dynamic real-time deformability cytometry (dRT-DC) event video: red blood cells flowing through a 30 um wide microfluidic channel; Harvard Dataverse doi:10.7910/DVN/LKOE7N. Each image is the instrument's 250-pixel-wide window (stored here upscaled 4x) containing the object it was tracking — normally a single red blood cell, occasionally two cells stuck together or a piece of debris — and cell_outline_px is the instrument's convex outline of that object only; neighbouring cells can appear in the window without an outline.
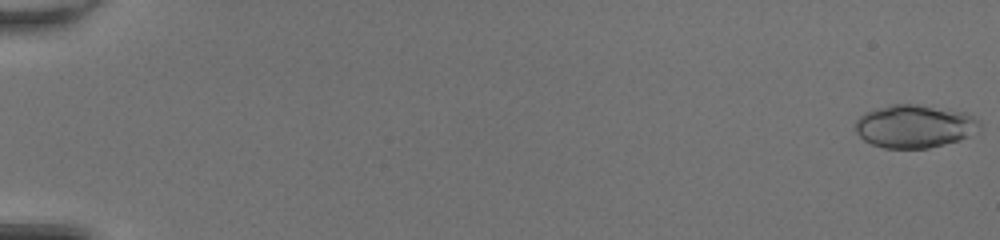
{"species": "common noctule bat (a hibernating species)", "species_latin": "Nyctalus noctula", "temperature_condition": "room temperature", "stored_images_in_passage": 50, "camera_frame_rate_fps": 3000, "um_per_image_px": 0.085, "animal": {"sex": "female", "body_mass_g": 20.0, "forearm_length_mm": 54.0}, "frame": {"image": 1, "passage_image": 1, "time_ms": 0.0, "image_size_px": [1000, 240], "cell_outline_px": [[980, 128], [968, 136], [960, 140], [928, 148], [884, 148], [872, 144], [864, 140], [856, 132], [856, 120], [864, 112], [876, 108], [892, 104], [920, 104], [968, 112], [976, 116], [980, 120]], "centroid_in_image_um": [77.77, 10.71], "position_along_channel_um": 7.2, "area_um2": 31.5}}
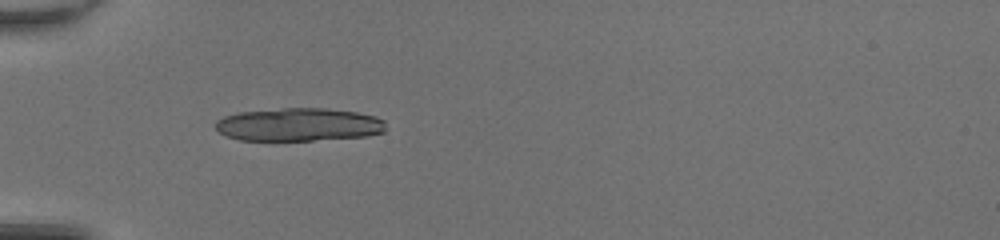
{"frame": {"image": 2, "passage_image": 18, "time_ms": 5.667, "image_size_px": [1000, 240], "cell_outline_px": [[388, 128], [384, 132], [368, 136], [312, 140], [240, 140], [224, 136], [216, 128], [216, 120], [224, 116], [236, 112], [284, 108], [328, 108], [356, 112], [376, 116], [384, 120]], "centroid_in_image_um": [25.42, 10.58], "position_along_channel_um": 59.6, "area_um2": 33.18}}